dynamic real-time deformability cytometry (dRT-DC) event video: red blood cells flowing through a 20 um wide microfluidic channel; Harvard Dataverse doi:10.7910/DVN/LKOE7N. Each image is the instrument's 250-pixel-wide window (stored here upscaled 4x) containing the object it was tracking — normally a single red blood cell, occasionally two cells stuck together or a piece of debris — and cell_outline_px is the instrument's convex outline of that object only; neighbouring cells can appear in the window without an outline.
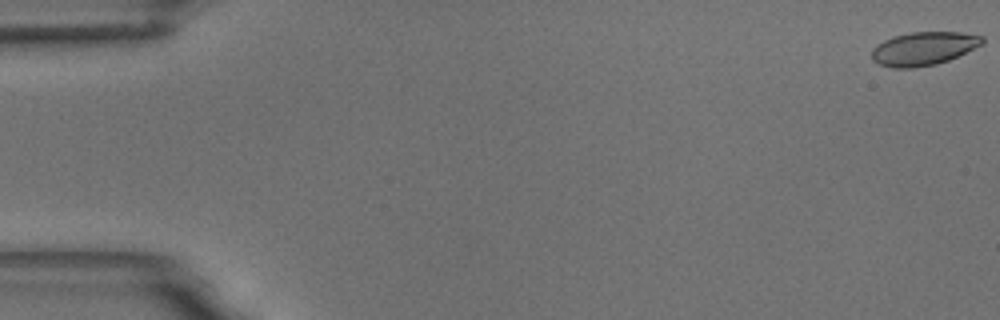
{"species": "common noctule bat (a hibernating species)", "species_latin": "Nyctalus noctula", "temperature_condition": "room temperature", "stored_images_in_passage": 60, "camera_frame_rate_fps": 3000, "um_per_image_px": 0.085, "animal": {"sex": "male", "body_mass_g": 18.8}, "frame": {"image": 1, "passage_image": 1, "time_ms": 0.0, "image_size_px": [1000, 320], "cell_outline_px": [[984, 44], [948, 60], [936, 64], [912, 68], [892, 68], [880, 64], [872, 60], [872, 48], [876, 44], [884, 40], [896, 36], [912, 32], [960, 32], [984, 36]], "centroid_in_image_um": [78.51, 4.13], "position_along_channel_um": 6.5, "area_um2": 21.5}}
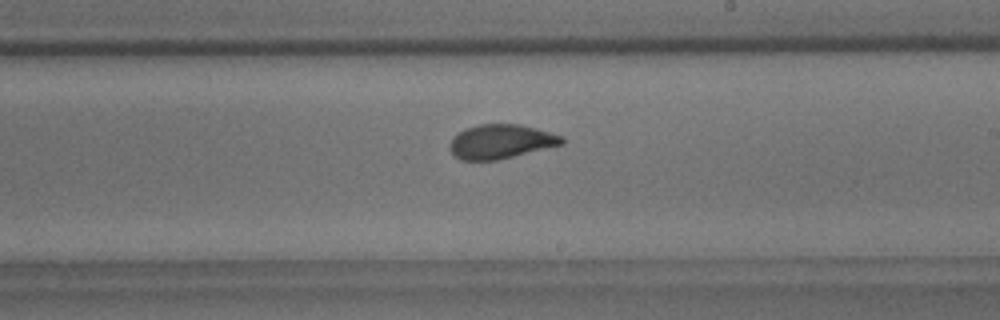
{"frame": {"image": 2, "passage_image": 35, "time_ms": 11.333, "image_size_px": [1000, 320], "cell_outline_px": [[564, 144], [496, 160], [460, 160], [448, 148], [448, 144], [460, 132], [468, 128], [480, 124], [520, 124], [536, 128], [564, 136]], "centroid_in_image_um": [42.6, 12.03], "position_along_channel_um": 246.4, "area_um2": 22.14}}
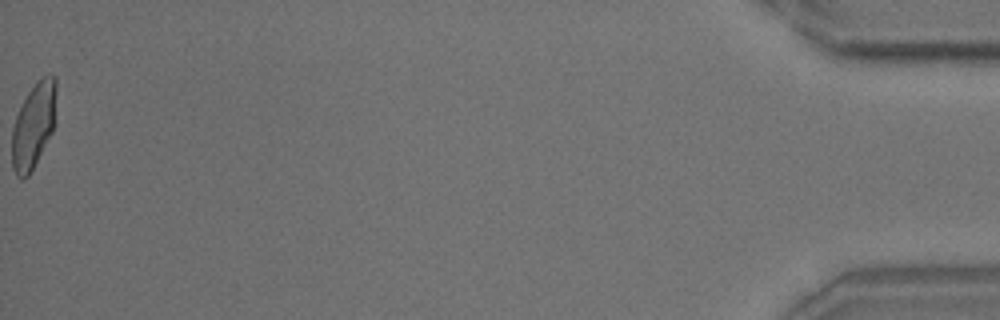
{"frame": {"image": 3, "passage_image": 60, "time_ms": 19.667, "image_size_px": [1000, 320], "cell_outline_px": [[56, 120], [52, 132], [28, 176], [24, 180], [20, 180], [16, 176], [12, 168], [12, 128], [16, 116], [28, 92], [48, 72], [56, 76]], "centroid_in_image_um": [2.87, 10.67], "position_along_channel_um": 432.3, "area_um2": 22.14}, "authors_computed_cell_mechanics": {"area_um2": 22.3397, "velocity_mm_per_s": 3.4278, "shape_relaxation_time_tau1_ms": 4.7683, "shape_relaxation_time_tau2_ms": 1.0676, "deformation_change_tau1": 0.1619, "deformation_change_tau2": 0.0751}}